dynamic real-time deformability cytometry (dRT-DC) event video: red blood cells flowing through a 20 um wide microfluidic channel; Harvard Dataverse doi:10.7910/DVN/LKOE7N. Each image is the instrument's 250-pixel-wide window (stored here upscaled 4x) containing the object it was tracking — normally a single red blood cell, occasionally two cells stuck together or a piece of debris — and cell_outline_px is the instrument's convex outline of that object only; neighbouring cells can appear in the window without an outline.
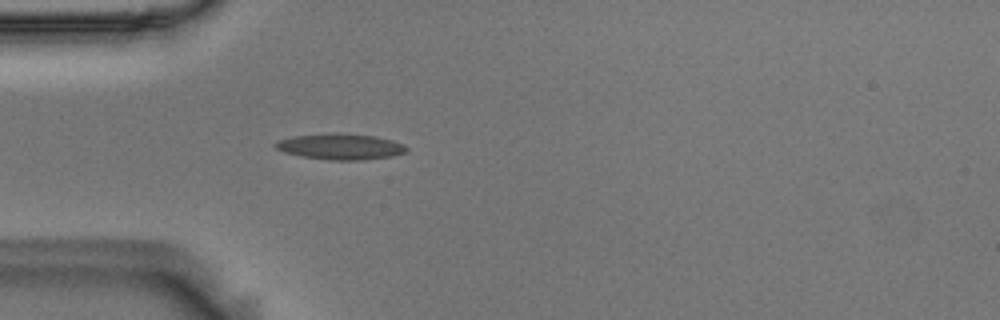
{"species": "Egyptian fruit bat (a non-hibernating species)", "species_latin": "Rousettus aegyptiacus", "temperature_condition": "room temperature", "stored_images_in_passage": 48, "camera_frame_rate_fps": 3000, "um_per_image_px": 0.085, "animal": {"sex": "male"}, "frame": {"image": 1, "passage_image": 9, "time_ms": 2.667, "image_size_px": [1000, 320], "cell_outline_px": [[408, 152], [392, 156], [364, 160], [328, 160], [300, 156], [284, 152], [276, 148], [272, 144], [276, 140], [292, 136], [328, 132], [336, 132], [376, 136], [392, 140], [404, 144], [408, 148]], "centroid_in_image_um": [28.92, 12.45], "position_along_channel_um": 56.1, "area_um2": 20.29}}
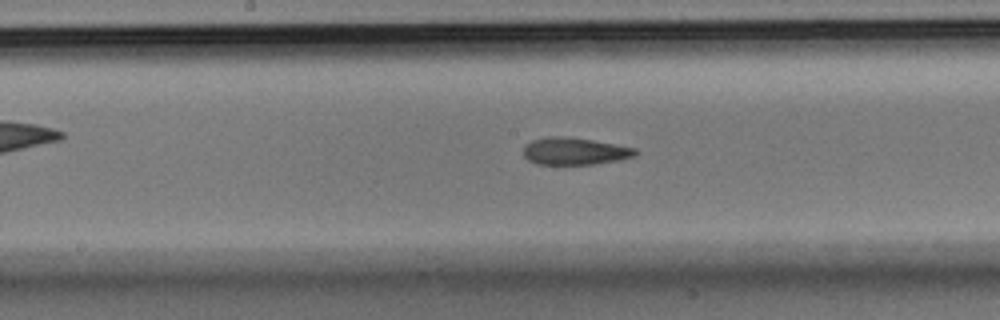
{"frame": {"image": 2, "passage_image": 21, "time_ms": 6.667, "image_size_px": [1000, 320], "cell_outline_px": [[636, 156], [620, 160], [592, 164], [536, 164], [528, 160], [524, 156], [524, 144], [532, 140], [552, 136], [560, 136], [592, 140], [636, 148]], "centroid_in_image_um": [48.83, 12.86], "position_along_channel_um": 199.4, "area_um2": 17.63}}
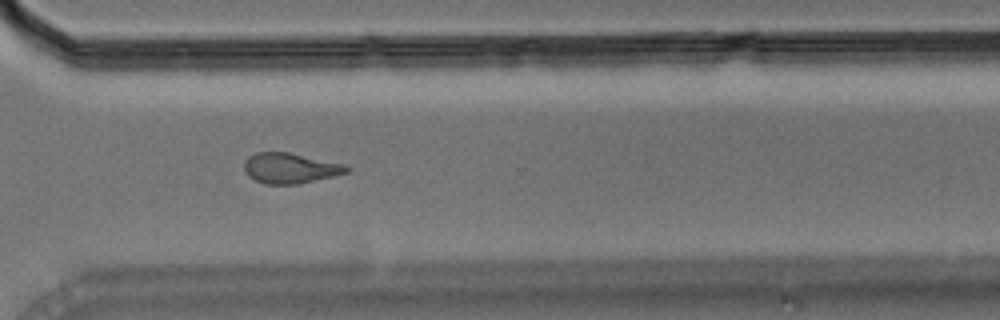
{"frame": {"image": 3, "passage_image": 33, "time_ms": 10.667, "image_size_px": [1000, 320], "cell_outline_px": [[352, 168], [348, 172], [300, 184], [264, 184], [248, 176], [244, 168], [244, 160], [248, 156], [256, 152], [288, 152], [344, 164]], "centroid_in_image_um": [24.65, 14.29], "position_along_channel_um": 346.0, "area_um2": 18.15}, "authors_computed_cell_mechanics": {"area_um2": 18.4093, "velocity_mm_per_s": 3.6702, "shape_relaxation_time_tau1_ms": 10.1542, "shape_relaxation_time_tau2_ms": 3.3141, "deformation_change_tau1": 0.2438, "deformation_change_tau2": 0.1225}}